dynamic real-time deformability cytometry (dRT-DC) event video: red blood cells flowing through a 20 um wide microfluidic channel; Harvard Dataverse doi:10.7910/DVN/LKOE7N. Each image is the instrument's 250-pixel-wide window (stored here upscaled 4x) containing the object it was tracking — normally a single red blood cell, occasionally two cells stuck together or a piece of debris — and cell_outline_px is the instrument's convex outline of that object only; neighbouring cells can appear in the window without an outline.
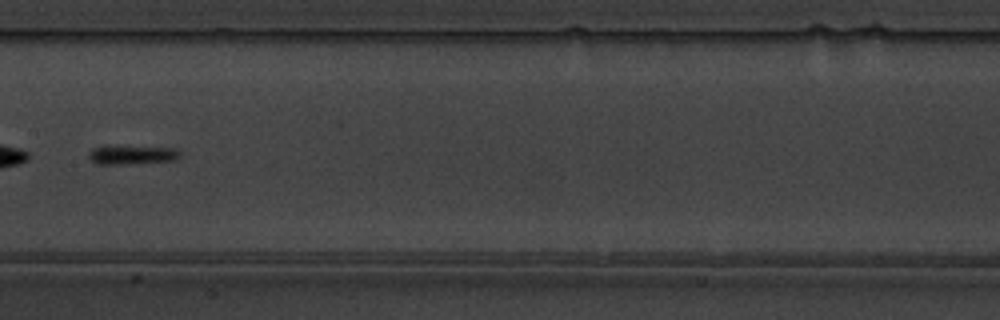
{"species": "common noctule bat (a hibernating species)", "species_latin": "Nyctalus noctula", "temperature_condition": "warm", "stored_images_in_passage": 9, "camera_frame_rate_fps": 3000, "um_per_image_px": 0.085, "animal": {"sex": "male", "body_mass_g": 19.5, "forearm_length_mm": 54.6}, "frame": {"image": 1, "passage_image": 8, "time_ms": 8.0, "image_size_px": [1000, 320], "cell_outline_px": [[180, 156], [176, 160], [132, 164], [96, 164], [88, 156], [88, 152], [92, 148], [104, 144], [116, 144], [176, 148], [180, 152]], "centroid_in_image_um": [11.17, 13.11], "position_along_channel_um": 196.2, "area_um2": 10.87}}
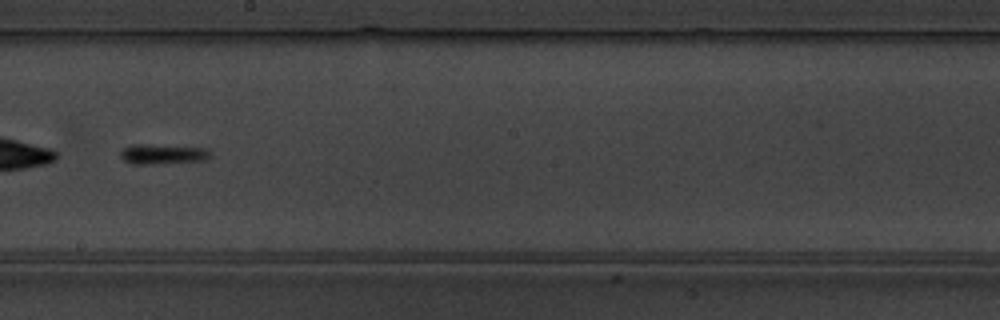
{"frame": {"image": 2, "passage_image": 9, "time_ms": 9.0, "image_size_px": [1000, 320], "cell_outline_px": [[212, 156], [208, 160], [152, 164], [132, 164], [124, 160], [120, 156], [120, 152], [124, 148], [132, 144], [148, 144], [204, 148], [212, 152]], "centroid_in_image_um": [13.85, 13.1], "position_along_channel_um": 234.4, "area_um2": 10.58}}